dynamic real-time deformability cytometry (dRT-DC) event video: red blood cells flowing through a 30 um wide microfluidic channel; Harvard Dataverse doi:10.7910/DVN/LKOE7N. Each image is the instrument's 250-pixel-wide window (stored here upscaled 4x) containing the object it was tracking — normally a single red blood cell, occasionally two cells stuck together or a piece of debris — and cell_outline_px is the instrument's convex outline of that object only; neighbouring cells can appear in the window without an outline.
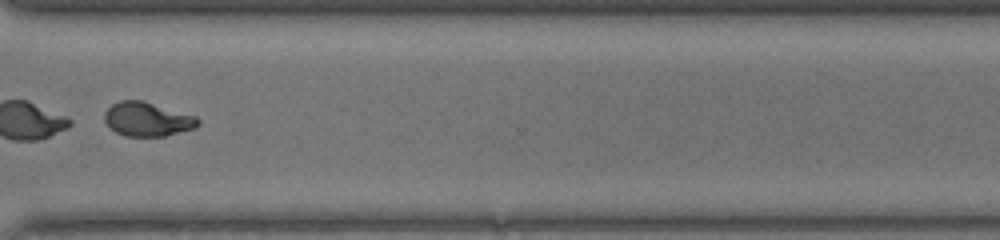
{"species": "common noctule bat (a hibernating species)", "species_latin": "Nyctalus noctula", "temperature_condition": "warm", "stored_images_in_passage": 48, "segment_of_instrument_passage": [2, 2], "camera_frame_rate_fps": 3000, "um_per_image_px": 0.085, "animal": {"sex": "female", "body_mass_g": 17.0, "forearm_length_mm": 48.0}, "frame": {"image": 1, "passage_image": 38, "time_ms": 12.333, "image_size_px": [1000, 240], "cell_outline_px": [[200, 124], [196, 128], [164, 136], [124, 136], [116, 132], [104, 120], [104, 112], [112, 104], [120, 100], [144, 100], [196, 116], [200, 120]], "centroid_in_image_um": [12.55, 10.12], "position_along_channel_um": 358.1, "area_um2": 18.67}}